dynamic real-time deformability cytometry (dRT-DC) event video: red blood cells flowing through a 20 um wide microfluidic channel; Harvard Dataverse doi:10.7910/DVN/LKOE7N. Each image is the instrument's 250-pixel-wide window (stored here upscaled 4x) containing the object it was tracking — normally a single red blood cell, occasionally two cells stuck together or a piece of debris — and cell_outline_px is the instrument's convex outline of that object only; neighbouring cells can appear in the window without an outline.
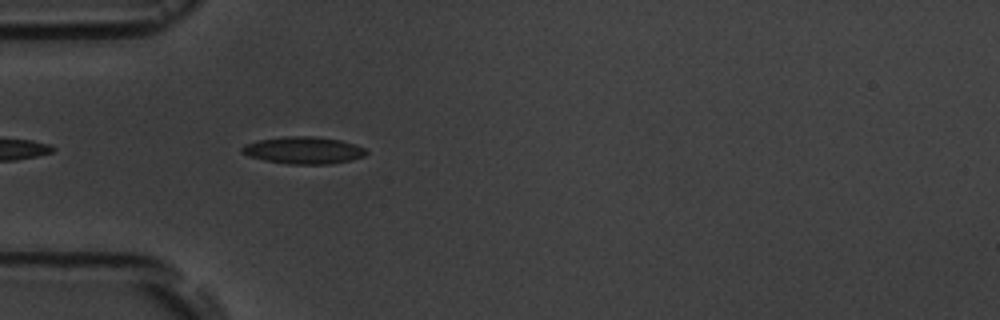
{"species": "common noctule bat (a hibernating species)", "species_latin": "Nyctalus noctula", "temperature_condition": "room temperature", "stored_images_in_passage": 5, "camera_frame_rate_fps": 3000, "um_per_image_px": 0.085, "animal": {"sex": "male", "body_mass_g": 19.5, "forearm_length_mm": 54.6}, "frame": {"image": 1, "passage_image": 5, "time_ms": 4.667, "image_size_px": [1000, 320], "cell_outline_px": [[368, 152], [364, 156], [352, 160], [328, 164], [288, 164], [264, 160], [248, 156], [240, 152], [240, 148], [244, 144], [256, 140], [284, 136], [316, 136], [340, 140], [356, 144], [364, 148]], "centroid_in_image_um": [25.77, 12.77], "position_along_channel_um": 59.2, "area_um2": 19.88}}